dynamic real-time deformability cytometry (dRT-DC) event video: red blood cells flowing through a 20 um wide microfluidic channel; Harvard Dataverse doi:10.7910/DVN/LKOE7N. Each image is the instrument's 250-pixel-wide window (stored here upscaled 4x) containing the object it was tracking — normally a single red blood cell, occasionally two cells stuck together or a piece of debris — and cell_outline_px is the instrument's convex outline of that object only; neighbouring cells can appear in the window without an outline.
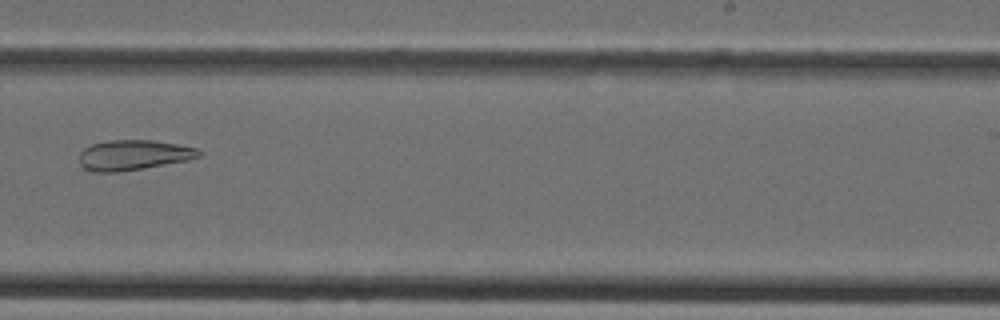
{"species": "Egyptian fruit bat (a non-hibernating species)", "species_latin": "Rousettus aegyptiacus", "temperature_condition": "cold", "stored_images_in_passage": 37, "camera_frame_rate_fps": 3000, "um_per_image_px": 0.085, "animal": {"sex": "female"}, "frame": {"image": 1, "passage_image": 26, "time_ms": 8.333, "image_size_px": [1000, 320], "cell_outline_px": [[200, 156], [188, 160], [144, 168], [120, 172], [92, 172], [84, 168], [80, 164], [80, 152], [84, 148], [92, 144], [108, 140], [152, 140], [176, 144], [196, 148], [200, 152]], "centroid_in_image_um": [11.31, 13.18], "position_along_channel_um": 277.7, "area_um2": 20.98}}
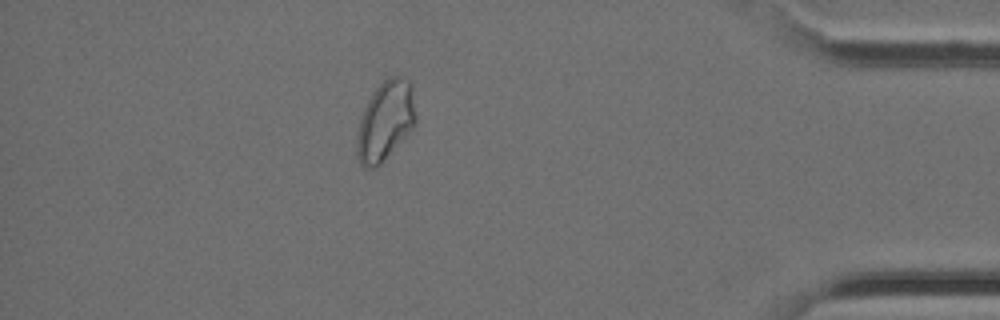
{"frame": {"image": 2, "passage_image": 36, "time_ms": 11.667, "image_size_px": [1000, 320], "cell_outline_px": [[416, 124], [380, 164], [376, 168], [364, 168], [360, 164], [356, 152], [356, 136], [360, 120], [364, 108], [372, 92], [388, 76], [400, 76], [408, 80], [412, 88], [416, 116]], "centroid_in_image_um": [32.74, 10.28], "position_along_channel_um": 402.5, "area_um2": 27.22}}